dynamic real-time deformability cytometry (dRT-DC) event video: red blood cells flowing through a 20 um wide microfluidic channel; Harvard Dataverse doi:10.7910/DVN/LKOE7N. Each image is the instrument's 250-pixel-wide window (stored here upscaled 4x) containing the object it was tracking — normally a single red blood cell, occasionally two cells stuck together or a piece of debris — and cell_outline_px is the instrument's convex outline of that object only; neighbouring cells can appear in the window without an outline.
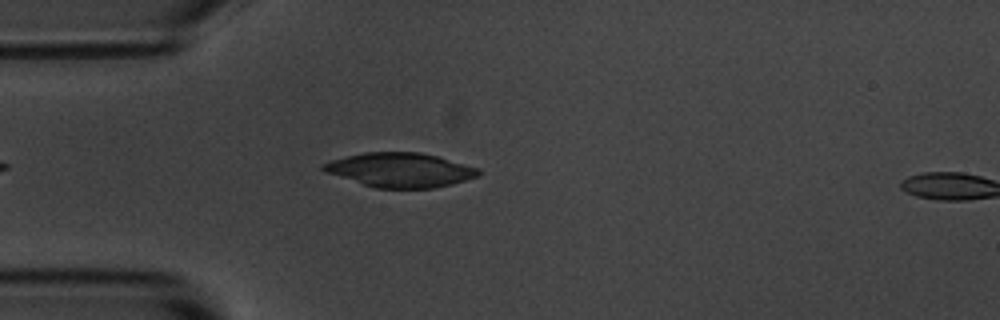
{"species": "common noctule bat (a hibernating species)", "species_latin": "Nyctalus noctula", "temperature_condition": "room temperature", "stored_images_in_passage": 2, "camera_frame_rate_fps": 3000, "um_per_image_px": 0.085, "animal": {"sex": "male", "body_mass_g": 20.1, "forearm_length_mm": 53.5}, "frame": {"image": 1, "passage_image": 2, "time_ms": 1.0, "image_size_px": [1000, 320], "cell_outline_px": [[480, 176], [452, 184], [432, 188], [376, 188], [324, 172], [320, 168], [320, 164], [332, 160], [364, 152], [420, 152], [436, 156], [480, 168]], "centroid_in_image_um": [34.01, 14.45], "position_along_channel_um": 51.0, "area_um2": 30.98}}